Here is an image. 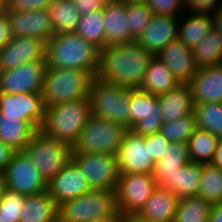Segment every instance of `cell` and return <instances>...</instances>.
<instances>
[{
	"label": "cell",
	"instance_id": "48",
	"mask_svg": "<svg viewBox=\"0 0 222 222\" xmlns=\"http://www.w3.org/2000/svg\"><path fill=\"white\" fill-rule=\"evenodd\" d=\"M211 17H212V26L222 36V7L219 8L215 13L211 14Z\"/></svg>",
	"mask_w": 222,
	"mask_h": 222
},
{
	"label": "cell",
	"instance_id": "51",
	"mask_svg": "<svg viewBox=\"0 0 222 222\" xmlns=\"http://www.w3.org/2000/svg\"><path fill=\"white\" fill-rule=\"evenodd\" d=\"M90 222H125V215H123L121 212H117L114 216H109L102 219H97Z\"/></svg>",
	"mask_w": 222,
	"mask_h": 222
},
{
	"label": "cell",
	"instance_id": "2",
	"mask_svg": "<svg viewBox=\"0 0 222 222\" xmlns=\"http://www.w3.org/2000/svg\"><path fill=\"white\" fill-rule=\"evenodd\" d=\"M101 50L76 33L55 34L46 43V64L49 68L77 69L96 77Z\"/></svg>",
	"mask_w": 222,
	"mask_h": 222
},
{
	"label": "cell",
	"instance_id": "20",
	"mask_svg": "<svg viewBox=\"0 0 222 222\" xmlns=\"http://www.w3.org/2000/svg\"><path fill=\"white\" fill-rule=\"evenodd\" d=\"M156 57L166 64L180 84H189L198 70L192 49L179 39L166 45Z\"/></svg>",
	"mask_w": 222,
	"mask_h": 222
},
{
	"label": "cell",
	"instance_id": "11",
	"mask_svg": "<svg viewBox=\"0 0 222 222\" xmlns=\"http://www.w3.org/2000/svg\"><path fill=\"white\" fill-rule=\"evenodd\" d=\"M72 159L87 177L92 189H116L120 175L116 155L105 153H72Z\"/></svg>",
	"mask_w": 222,
	"mask_h": 222
},
{
	"label": "cell",
	"instance_id": "9",
	"mask_svg": "<svg viewBox=\"0 0 222 222\" xmlns=\"http://www.w3.org/2000/svg\"><path fill=\"white\" fill-rule=\"evenodd\" d=\"M156 188L153 173L120 174L115 189L118 211L137 214Z\"/></svg>",
	"mask_w": 222,
	"mask_h": 222
},
{
	"label": "cell",
	"instance_id": "23",
	"mask_svg": "<svg viewBox=\"0 0 222 222\" xmlns=\"http://www.w3.org/2000/svg\"><path fill=\"white\" fill-rule=\"evenodd\" d=\"M191 162L188 142H171L168 151L155 164L153 171L157 187L168 189L174 184V175Z\"/></svg>",
	"mask_w": 222,
	"mask_h": 222
},
{
	"label": "cell",
	"instance_id": "26",
	"mask_svg": "<svg viewBox=\"0 0 222 222\" xmlns=\"http://www.w3.org/2000/svg\"><path fill=\"white\" fill-rule=\"evenodd\" d=\"M20 222H58L59 206L48 191L25 196Z\"/></svg>",
	"mask_w": 222,
	"mask_h": 222
},
{
	"label": "cell",
	"instance_id": "38",
	"mask_svg": "<svg viewBox=\"0 0 222 222\" xmlns=\"http://www.w3.org/2000/svg\"><path fill=\"white\" fill-rule=\"evenodd\" d=\"M197 128L196 116L192 113L173 121L163 122L160 133L173 143L188 142Z\"/></svg>",
	"mask_w": 222,
	"mask_h": 222
},
{
	"label": "cell",
	"instance_id": "14",
	"mask_svg": "<svg viewBox=\"0 0 222 222\" xmlns=\"http://www.w3.org/2000/svg\"><path fill=\"white\" fill-rule=\"evenodd\" d=\"M120 174L153 173L155 162L150 158L145 137L128 130L116 154Z\"/></svg>",
	"mask_w": 222,
	"mask_h": 222
},
{
	"label": "cell",
	"instance_id": "33",
	"mask_svg": "<svg viewBox=\"0 0 222 222\" xmlns=\"http://www.w3.org/2000/svg\"><path fill=\"white\" fill-rule=\"evenodd\" d=\"M212 208V203L199 196L180 198L173 222H209Z\"/></svg>",
	"mask_w": 222,
	"mask_h": 222
},
{
	"label": "cell",
	"instance_id": "7",
	"mask_svg": "<svg viewBox=\"0 0 222 222\" xmlns=\"http://www.w3.org/2000/svg\"><path fill=\"white\" fill-rule=\"evenodd\" d=\"M118 212L115 190L92 189L59 205V222H90Z\"/></svg>",
	"mask_w": 222,
	"mask_h": 222
},
{
	"label": "cell",
	"instance_id": "16",
	"mask_svg": "<svg viewBox=\"0 0 222 222\" xmlns=\"http://www.w3.org/2000/svg\"><path fill=\"white\" fill-rule=\"evenodd\" d=\"M91 190L87 177L73 159L47 182V191L58 206Z\"/></svg>",
	"mask_w": 222,
	"mask_h": 222
},
{
	"label": "cell",
	"instance_id": "31",
	"mask_svg": "<svg viewBox=\"0 0 222 222\" xmlns=\"http://www.w3.org/2000/svg\"><path fill=\"white\" fill-rule=\"evenodd\" d=\"M48 10L55 34L75 32L80 15L72 0H53Z\"/></svg>",
	"mask_w": 222,
	"mask_h": 222
},
{
	"label": "cell",
	"instance_id": "43",
	"mask_svg": "<svg viewBox=\"0 0 222 222\" xmlns=\"http://www.w3.org/2000/svg\"><path fill=\"white\" fill-rule=\"evenodd\" d=\"M53 0H7L6 12L49 9Z\"/></svg>",
	"mask_w": 222,
	"mask_h": 222
},
{
	"label": "cell",
	"instance_id": "44",
	"mask_svg": "<svg viewBox=\"0 0 222 222\" xmlns=\"http://www.w3.org/2000/svg\"><path fill=\"white\" fill-rule=\"evenodd\" d=\"M220 2L219 0H190L185 7L192 13L213 14L222 7V1Z\"/></svg>",
	"mask_w": 222,
	"mask_h": 222
},
{
	"label": "cell",
	"instance_id": "54",
	"mask_svg": "<svg viewBox=\"0 0 222 222\" xmlns=\"http://www.w3.org/2000/svg\"><path fill=\"white\" fill-rule=\"evenodd\" d=\"M6 1L7 0H0V15L6 13Z\"/></svg>",
	"mask_w": 222,
	"mask_h": 222
},
{
	"label": "cell",
	"instance_id": "25",
	"mask_svg": "<svg viewBox=\"0 0 222 222\" xmlns=\"http://www.w3.org/2000/svg\"><path fill=\"white\" fill-rule=\"evenodd\" d=\"M178 201L174 193L157 187L137 215L155 222H173Z\"/></svg>",
	"mask_w": 222,
	"mask_h": 222
},
{
	"label": "cell",
	"instance_id": "22",
	"mask_svg": "<svg viewBox=\"0 0 222 222\" xmlns=\"http://www.w3.org/2000/svg\"><path fill=\"white\" fill-rule=\"evenodd\" d=\"M189 86L194 105L222 102V63L198 69Z\"/></svg>",
	"mask_w": 222,
	"mask_h": 222
},
{
	"label": "cell",
	"instance_id": "37",
	"mask_svg": "<svg viewBox=\"0 0 222 222\" xmlns=\"http://www.w3.org/2000/svg\"><path fill=\"white\" fill-rule=\"evenodd\" d=\"M198 196L210 203H222V169L213 164H203Z\"/></svg>",
	"mask_w": 222,
	"mask_h": 222
},
{
	"label": "cell",
	"instance_id": "41",
	"mask_svg": "<svg viewBox=\"0 0 222 222\" xmlns=\"http://www.w3.org/2000/svg\"><path fill=\"white\" fill-rule=\"evenodd\" d=\"M153 15L179 16L181 9H186L182 0H147Z\"/></svg>",
	"mask_w": 222,
	"mask_h": 222
},
{
	"label": "cell",
	"instance_id": "53",
	"mask_svg": "<svg viewBox=\"0 0 222 222\" xmlns=\"http://www.w3.org/2000/svg\"><path fill=\"white\" fill-rule=\"evenodd\" d=\"M5 189H6L5 179L3 177V174L0 173V200L3 198Z\"/></svg>",
	"mask_w": 222,
	"mask_h": 222
},
{
	"label": "cell",
	"instance_id": "18",
	"mask_svg": "<svg viewBox=\"0 0 222 222\" xmlns=\"http://www.w3.org/2000/svg\"><path fill=\"white\" fill-rule=\"evenodd\" d=\"M6 13L13 37H37L47 43L55 35L48 9Z\"/></svg>",
	"mask_w": 222,
	"mask_h": 222
},
{
	"label": "cell",
	"instance_id": "50",
	"mask_svg": "<svg viewBox=\"0 0 222 222\" xmlns=\"http://www.w3.org/2000/svg\"><path fill=\"white\" fill-rule=\"evenodd\" d=\"M211 164L214 166H217L219 169H222V139L220 140L215 153L213 160L211 161Z\"/></svg>",
	"mask_w": 222,
	"mask_h": 222
},
{
	"label": "cell",
	"instance_id": "27",
	"mask_svg": "<svg viewBox=\"0 0 222 222\" xmlns=\"http://www.w3.org/2000/svg\"><path fill=\"white\" fill-rule=\"evenodd\" d=\"M37 130L19 116H3L0 113V141L13 151H23Z\"/></svg>",
	"mask_w": 222,
	"mask_h": 222
},
{
	"label": "cell",
	"instance_id": "45",
	"mask_svg": "<svg viewBox=\"0 0 222 222\" xmlns=\"http://www.w3.org/2000/svg\"><path fill=\"white\" fill-rule=\"evenodd\" d=\"M75 4L79 15H86L93 11L101 10L104 8L107 0H72Z\"/></svg>",
	"mask_w": 222,
	"mask_h": 222
},
{
	"label": "cell",
	"instance_id": "34",
	"mask_svg": "<svg viewBox=\"0 0 222 222\" xmlns=\"http://www.w3.org/2000/svg\"><path fill=\"white\" fill-rule=\"evenodd\" d=\"M220 140L213 133L197 128L188 140L191 162L211 163Z\"/></svg>",
	"mask_w": 222,
	"mask_h": 222
},
{
	"label": "cell",
	"instance_id": "19",
	"mask_svg": "<svg viewBox=\"0 0 222 222\" xmlns=\"http://www.w3.org/2000/svg\"><path fill=\"white\" fill-rule=\"evenodd\" d=\"M178 20V16L153 15L136 41L156 56L166 45L178 39Z\"/></svg>",
	"mask_w": 222,
	"mask_h": 222
},
{
	"label": "cell",
	"instance_id": "56",
	"mask_svg": "<svg viewBox=\"0 0 222 222\" xmlns=\"http://www.w3.org/2000/svg\"><path fill=\"white\" fill-rule=\"evenodd\" d=\"M182 1L186 5L190 0H182Z\"/></svg>",
	"mask_w": 222,
	"mask_h": 222
},
{
	"label": "cell",
	"instance_id": "24",
	"mask_svg": "<svg viewBox=\"0 0 222 222\" xmlns=\"http://www.w3.org/2000/svg\"><path fill=\"white\" fill-rule=\"evenodd\" d=\"M163 122L173 121L194 113V102L189 84H178L158 96Z\"/></svg>",
	"mask_w": 222,
	"mask_h": 222
},
{
	"label": "cell",
	"instance_id": "5",
	"mask_svg": "<svg viewBox=\"0 0 222 222\" xmlns=\"http://www.w3.org/2000/svg\"><path fill=\"white\" fill-rule=\"evenodd\" d=\"M92 78L83 70L47 67L42 92L46 107L88 98Z\"/></svg>",
	"mask_w": 222,
	"mask_h": 222
},
{
	"label": "cell",
	"instance_id": "47",
	"mask_svg": "<svg viewBox=\"0 0 222 222\" xmlns=\"http://www.w3.org/2000/svg\"><path fill=\"white\" fill-rule=\"evenodd\" d=\"M14 152L8 145L0 141V173L4 171Z\"/></svg>",
	"mask_w": 222,
	"mask_h": 222
},
{
	"label": "cell",
	"instance_id": "40",
	"mask_svg": "<svg viewBox=\"0 0 222 222\" xmlns=\"http://www.w3.org/2000/svg\"><path fill=\"white\" fill-rule=\"evenodd\" d=\"M25 195L5 189L0 200V215L5 222H20Z\"/></svg>",
	"mask_w": 222,
	"mask_h": 222
},
{
	"label": "cell",
	"instance_id": "55",
	"mask_svg": "<svg viewBox=\"0 0 222 222\" xmlns=\"http://www.w3.org/2000/svg\"><path fill=\"white\" fill-rule=\"evenodd\" d=\"M124 2H147V0H123Z\"/></svg>",
	"mask_w": 222,
	"mask_h": 222
},
{
	"label": "cell",
	"instance_id": "3",
	"mask_svg": "<svg viewBox=\"0 0 222 222\" xmlns=\"http://www.w3.org/2000/svg\"><path fill=\"white\" fill-rule=\"evenodd\" d=\"M92 116L89 99H80L46 107L40 131L72 146Z\"/></svg>",
	"mask_w": 222,
	"mask_h": 222
},
{
	"label": "cell",
	"instance_id": "46",
	"mask_svg": "<svg viewBox=\"0 0 222 222\" xmlns=\"http://www.w3.org/2000/svg\"><path fill=\"white\" fill-rule=\"evenodd\" d=\"M13 38L7 13L0 15V50L5 47Z\"/></svg>",
	"mask_w": 222,
	"mask_h": 222
},
{
	"label": "cell",
	"instance_id": "42",
	"mask_svg": "<svg viewBox=\"0 0 222 222\" xmlns=\"http://www.w3.org/2000/svg\"><path fill=\"white\" fill-rule=\"evenodd\" d=\"M170 141L160 132L145 136V144L149 145L150 158L156 163L168 151Z\"/></svg>",
	"mask_w": 222,
	"mask_h": 222
},
{
	"label": "cell",
	"instance_id": "13",
	"mask_svg": "<svg viewBox=\"0 0 222 222\" xmlns=\"http://www.w3.org/2000/svg\"><path fill=\"white\" fill-rule=\"evenodd\" d=\"M46 69L45 58L41 61H33L16 68L0 71V92L42 94Z\"/></svg>",
	"mask_w": 222,
	"mask_h": 222
},
{
	"label": "cell",
	"instance_id": "52",
	"mask_svg": "<svg viewBox=\"0 0 222 222\" xmlns=\"http://www.w3.org/2000/svg\"><path fill=\"white\" fill-rule=\"evenodd\" d=\"M125 222H155L143 217H140L137 214L125 215Z\"/></svg>",
	"mask_w": 222,
	"mask_h": 222
},
{
	"label": "cell",
	"instance_id": "29",
	"mask_svg": "<svg viewBox=\"0 0 222 222\" xmlns=\"http://www.w3.org/2000/svg\"><path fill=\"white\" fill-rule=\"evenodd\" d=\"M203 164L190 162L174 175V184H170L168 190L174 193L179 199L183 197L198 196Z\"/></svg>",
	"mask_w": 222,
	"mask_h": 222
},
{
	"label": "cell",
	"instance_id": "39",
	"mask_svg": "<svg viewBox=\"0 0 222 222\" xmlns=\"http://www.w3.org/2000/svg\"><path fill=\"white\" fill-rule=\"evenodd\" d=\"M153 16L146 2H127V19L130 36L136 41L143 33Z\"/></svg>",
	"mask_w": 222,
	"mask_h": 222
},
{
	"label": "cell",
	"instance_id": "1",
	"mask_svg": "<svg viewBox=\"0 0 222 222\" xmlns=\"http://www.w3.org/2000/svg\"><path fill=\"white\" fill-rule=\"evenodd\" d=\"M152 58L137 41L106 46L100 52L97 77L119 86L139 88Z\"/></svg>",
	"mask_w": 222,
	"mask_h": 222
},
{
	"label": "cell",
	"instance_id": "28",
	"mask_svg": "<svg viewBox=\"0 0 222 222\" xmlns=\"http://www.w3.org/2000/svg\"><path fill=\"white\" fill-rule=\"evenodd\" d=\"M180 84L171 70L158 57L153 56L139 89L155 96L163 95Z\"/></svg>",
	"mask_w": 222,
	"mask_h": 222
},
{
	"label": "cell",
	"instance_id": "30",
	"mask_svg": "<svg viewBox=\"0 0 222 222\" xmlns=\"http://www.w3.org/2000/svg\"><path fill=\"white\" fill-rule=\"evenodd\" d=\"M194 62L198 69L222 63V36L212 27L210 32L193 49Z\"/></svg>",
	"mask_w": 222,
	"mask_h": 222
},
{
	"label": "cell",
	"instance_id": "15",
	"mask_svg": "<svg viewBox=\"0 0 222 222\" xmlns=\"http://www.w3.org/2000/svg\"><path fill=\"white\" fill-rule=\"evenodd\" d=\"M46 105L42 94L0 92V113L3 116H19L28 121L37 131L45 118Z\"/></svg>",
	"mask_w": 222,
	"mask_h": 222
},
{
	"label": "cell",
	"instance_id": "21",
	"mask_svg": "<svg viewBox=\"0 0 222 222\" xmlns=\"http://www.w3.org/2000/svg\"><path fill=\"white\" fill-rule=\"evenodd\" d=\"M105 47L123 45L134 42L130 36L127 19V2L123 0H107L103 8Z\"/></svg>",
	"mask_w": 222,
	"mask_h": 222
},
{
	"label": "cell",
	"instance_id": "36",
	"mask_svg": "<svg viewBox=\"0 0 222 222\" xmlns=\"http://www.w3.org/2000/svg\"><path fill=\"white\" fill-rule=\"evenodd\" d=\"M197 127L222 139V102L194 105Z\"/></svg>",
	"mask_w": 222,
	"mask_h": 222
},
{
	"label": "cell",
	"instance_id": "10",
	"mask_svg": "<svg viewBox=\"0 0 222 222\" xmlns=\"http://www.w3.org/2000/svg\"><path fill=\"white\" fill-rule=\"evenodd\" d=\"M6 188L25 196L47 191V182L23 151L14 152L2 172Z\"/></svg>",
	"mask_w": 222,
	"mask_h": 222
},
{
	"label": "cell",
	"instance_id": "6",
	"mask_svg": "<svg viewBox=\"0 0 222 222\" xmlns=\"http://www.w3.org/2000/svg\"><path fill=\"white\" fill-rule=\"evenodd\" d=\"M128 130L111 120L91 116L72 145V153L116 155Z\"/></svg>",
	"mask_w": 222,
	"mask_h": 222
},
{
	"label": "cell",
	"instance_id": "4",
	"mask_svg": "<svg viewBox=\"0 0 222 222\" xmlns=\"http://www.w3.org/2000/svg\"><path fill=\"white\" fill-rule=\"evenodd\" d=\"M131 88L93 77L89 88L92 116L108 119L130 129Z\"/></svg>",
	"mask_w": 222,
	"mask_h": 222
},
{
	"label": "cell",
	"instance_id": "17",
	"mask_svg": "<svg viewBox=\"0 0 222 222\" xmlns=\"http://www.w3.org/2000/svg\"><path fill=\"white\" fill-rule=\"evenodd\" d=\"M46 43L37 37H13L0 50V71L45 59Z\"/></svg>",
	"mask_w": 222,
	"mask_h": 222
},
{
	"label": "cell",
	"instance_id": "49",
	"mask_svg": "<svg viewBox=\"0 0 222 222\" xmlns=\"http://www.w3.org/2000/svg\"><path fill=\"white\" fill-rule=\"evenodd\" d=\"M209 222H222V203L213 205Z\"/></svg>",
	"mask_w": 222,
	"mask_h": 222
},
{
	"label": "cell",
	"instance_id": "57",
	"mask_svg": "<svg viewBox=\"0 0 222 222\" xmlns=\"http://www.w3.org/2000/svg\"><path fill=\"white\" fill-rule=\"evenodd\" d=\"M0 222H5V221L3 220V218L1 217V215H0Z\"/></svg>",
	"mask_w": 222,
	"mask_h": 222
},
{
	"label": "cell",
	"instance_id": "8",
	"mask_svg": "<svg viewBox=\"0 0 222 222\" xmlns=\"http://www.w3.org/2000/svg\"><path fill=\"white\" fill-rule=\"evenodd\" d=\"M23 152L30 158L42 177L48 182L71 160L72 146L37 131Z\"/></svg>",
	"mask_w": 222,
	"mask_h": 222
},
{
	"label": "cell",
	"instance_id": "12",
	"mask_svg": "<svg viewBox=\"0 0 222 222\" xmlns=\"http://www.w3.org/2000/svg\"><path fill=\"white\" fill-rule=\"evenodd\" d=\"M130 130L143 137L160 132L163 119L158 96L131 88Z\"/></svg>",
	"mask_w": 222,
	"mask_h": 222
},
{
	"label": "cell",
	"instance_id": "32",
	"mask_svg": "<svg viewBox=\"0 0 222 222\" xmlns=\"http://www.w3.org/2000/svg\"><path fill=\"white\" fill-rule=\"evenodd\" d=\"M179 26L178 39L193 49L210 32L212 17L209 13H191Z\"/></svg>",
	"mask_w": 222,
	"mask_h": 222
},
{
	"label": "cell",
	"instance_id": "35",
	"mask_svg": "<svg viewBox=\"0 0 222 222\" xmlns=\"http://www.w3.org/2000/svg\"><path fill=\"white\" fill-rule=\"evenodd\" d=\"M103 9L80 16L74 33L97 46L105 48V28Z\"/></svg>",
	"mask_w": 222,
	"mask_h": 222
}]
</instances>
